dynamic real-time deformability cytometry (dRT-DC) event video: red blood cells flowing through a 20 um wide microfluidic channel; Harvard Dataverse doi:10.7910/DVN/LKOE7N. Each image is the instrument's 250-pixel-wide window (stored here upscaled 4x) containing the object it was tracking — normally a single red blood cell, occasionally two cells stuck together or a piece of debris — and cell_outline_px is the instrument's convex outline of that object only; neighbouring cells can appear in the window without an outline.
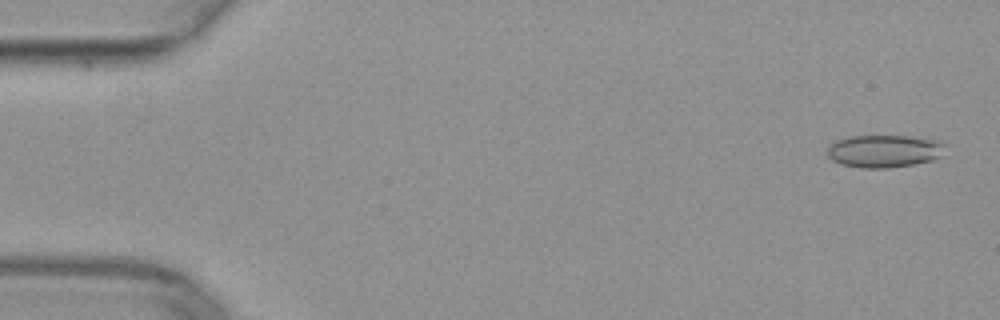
{"species": "common noctule bat (a hibernating species)", "species_latin": "Nyctalus noctula", "temperature_condition": "warm", "stored_images_in_passage": 12, "camera_frame_rate_fps": 3000, "um_per_image_px": 0.085, "animal": {"sex": "female", "body_mass_g": 29.2, "forearm_length_mm": 56.3}, "frame": {"image": 1, "passage_image": 1, "time_ms": 0.0, "image_size_px": [1000, 320], "cell_outline_px": [[948, 144], [944, 156], [932, 160], [916, 164], [888, 168], [860, 168], [840, 164], [832, 160], [828, 156], [828, 144], [836, 140], [848, 136], [908, 136], [940, 140]], "centroid_in_image_um": [75.22, 12.84], "position_along_channel_um": 9.8, "area_um2": 23.0}}